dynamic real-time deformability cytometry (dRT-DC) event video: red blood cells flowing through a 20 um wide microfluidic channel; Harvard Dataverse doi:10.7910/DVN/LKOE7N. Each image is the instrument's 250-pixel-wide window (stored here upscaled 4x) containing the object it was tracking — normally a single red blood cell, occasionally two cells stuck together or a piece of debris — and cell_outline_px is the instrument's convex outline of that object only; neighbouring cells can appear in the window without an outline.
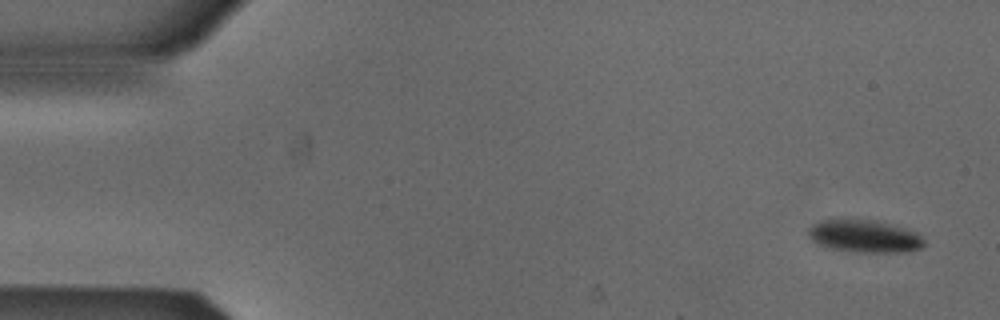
{"species": "Egyptian fruit bat (a non-hibernating species)", "species_latin": "Rousettus aegyptiacus", "temperature_condition": "cold", "stored_images_in_passage": 4, "camera_frame_rate_fps": 3000, "um_per_image_px": 0.085, "animal": {"sex": "male"}, "frame": {"image": 1, "passage_image": 1, "time_ms": 0.0, "image_size_px": [1000, 320], "cell_outline_px": [[924, 244], [920, 248], [908, 252], [856, 252], [832, 248], [820, 244], [812, 240], [808, 236], [808, 228], [812, 224], [820, 220], [876, 220], [904, 228], [916, 232], [924, 240]], "centroid_in_image_um": [73.48, 20.08], "position_along_channel_um": 11.5, "area_um2": 21.73}}
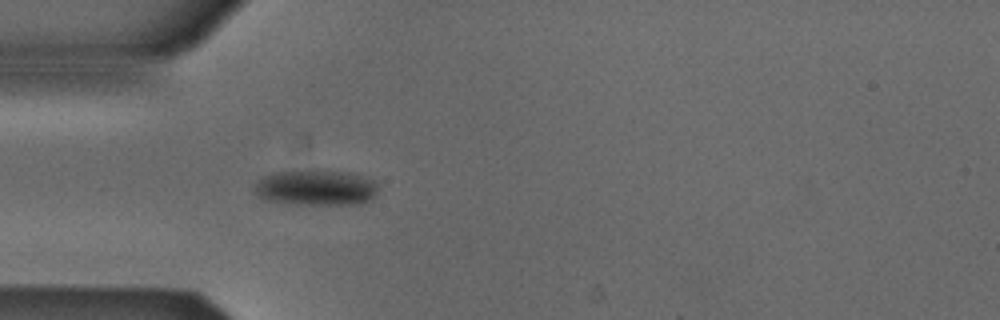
{"frame": {"image": 2, "passage_image": 4, "time_ms": 1.0, "image_size_px": [1000, 320], "cell_outline_px": [[376, 196], [372, 200], [364, 204], [292, 204], [264, 200], [256, 196], [252, 192], [252, 184], [260, 176], [272, 172], [316, 168], [348, 172], [372, 180], [376, 184]], "centroid_in_image_um": [26.75, 15.93], "position_along_channel_um": 58.3, "area_um2": 26.82}}